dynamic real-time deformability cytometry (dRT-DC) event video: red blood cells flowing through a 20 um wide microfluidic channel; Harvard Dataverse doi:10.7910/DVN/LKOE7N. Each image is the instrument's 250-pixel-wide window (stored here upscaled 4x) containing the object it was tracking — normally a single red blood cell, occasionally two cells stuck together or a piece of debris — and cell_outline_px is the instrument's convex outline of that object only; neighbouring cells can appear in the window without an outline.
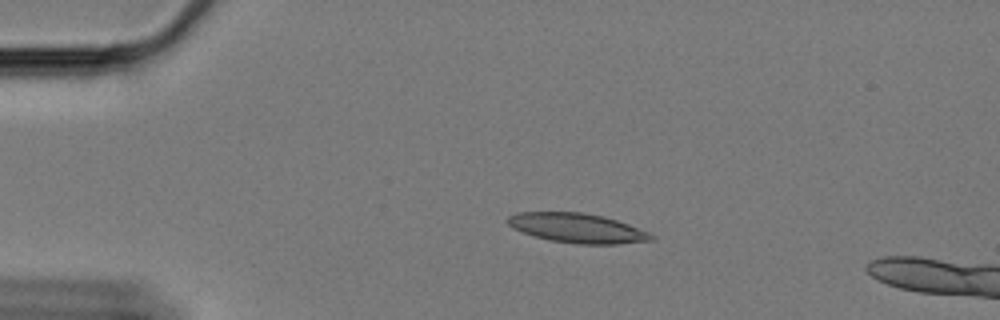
{"species": "Egyptian fruit bat (a non-hibernating species)", "species_latin": "Rousettus aegyptiacus", "temperature_condition": "cold", "stored_images_in_passage": 60, "camera_frame_rate_fps": 3000, "um_per_image_px": 0.085, "animal": {"sex": "female"}, "frame": {"image": 1, "passage_image": 12, "time_ms": 3.667, "image_size_px": [1000, 320], "cell_outline_px": [[656, 236], [652, 240], [620, 244], [580, 244], [548, 240], [512, 228], [508, 224], [508, 216], [516, 212], [580, 212], [604, 216], [628, 224], [648, 232]], "centroid_in_image_um": [49.07, 19.38], "position_along_channel_um": 35.9, "area_um2": 24.57}}
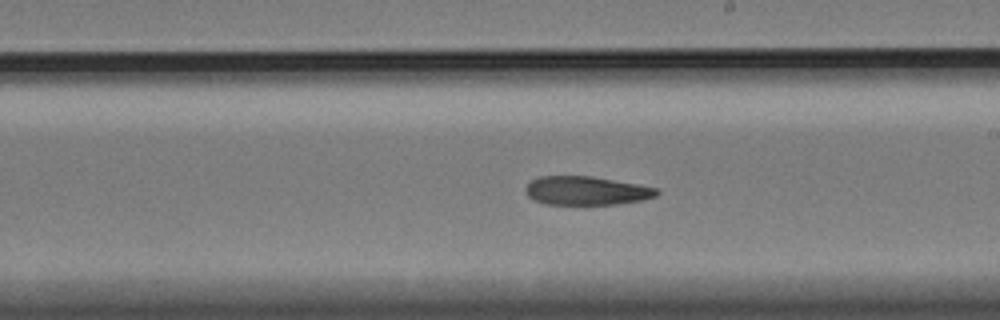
{"frame": {"image": 2, "passage_image": 34, "time_ms": 11.0, "image_size_px": [1000, 320], "cell_outline_px": [[660, 192], [656, 196], [640, 200], [616, 204], [544, 204], [532, 200], [528, 196], [524, 188], [532, 180], [540, 176], [592, 176], [636, 184], [656, 188]], "centroid_in_image_um": [49.79, 16.21], "position_along_channel_um": 239.2, "area_um2": 21.79}}
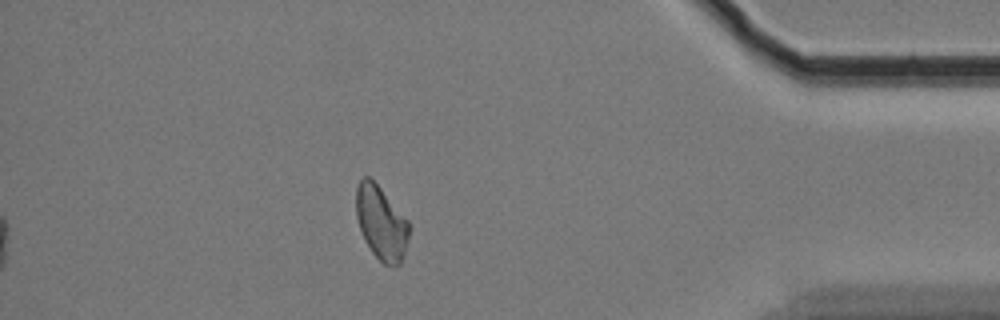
{"frame": {"image": 3, "passage_image": 52, "time_ms": 17.0, "image_size_px": [1000, 320], "cell_outline_px": [[408, 240], [404, 256], [400, 264], [384, 264], [372, 252], [364, 240], [356, 216], [356, 188], [360, 180], [364, 176], [368, 176], [380, 188], [408, 220]], "centroid_in_image_um": [32.39, 18.94], "position_along_channel_um": 402.8, "area_um2": 22.37}}